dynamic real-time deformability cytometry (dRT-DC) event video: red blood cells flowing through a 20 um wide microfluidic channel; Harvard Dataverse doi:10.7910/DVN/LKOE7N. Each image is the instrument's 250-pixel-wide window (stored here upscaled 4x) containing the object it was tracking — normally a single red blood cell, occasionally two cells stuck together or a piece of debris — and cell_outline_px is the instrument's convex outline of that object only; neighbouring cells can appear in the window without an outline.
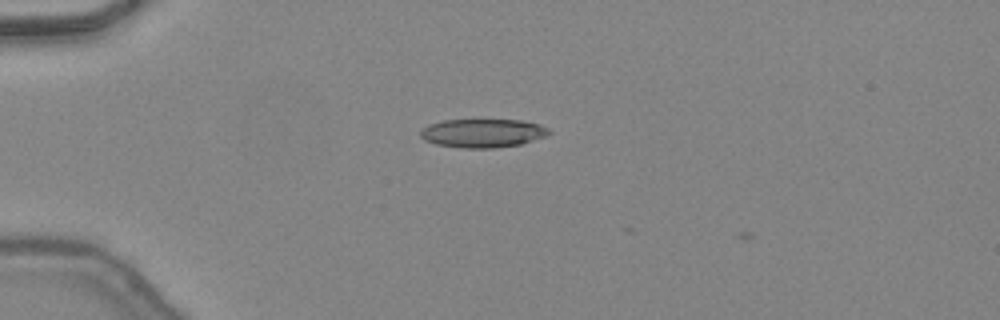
{"species": "common noctule bat (a hibernating species)", "species_latin": "Nyctalus noctula", "temperature_condition": "warm", "stored_images_in_passage": 4, "camera_frame_rate_fps": 3000, "um_per_image_px": 0.085, "animal": {"sex": "female", "body_mass_g": 24.6, "forearm_length_mm": 56.2}, "frame": {"image": 1, "passage_image": 3, "time_ms": 0.667, "image_size_px": [1000, 320], "cell_outline_px": [[552, 132], [544, 136], [520, 144], [496, 148], [460, 148], [436, 144], [424, 140], [420, 136], [420, 132], [428, 124], [444, 120], [520, 120], [540, 124], [548, 128]], "centroid_in_image_um": [41.01, 11.32], "position_along_channel_um": 44.0, "area_um2": 21.39}}